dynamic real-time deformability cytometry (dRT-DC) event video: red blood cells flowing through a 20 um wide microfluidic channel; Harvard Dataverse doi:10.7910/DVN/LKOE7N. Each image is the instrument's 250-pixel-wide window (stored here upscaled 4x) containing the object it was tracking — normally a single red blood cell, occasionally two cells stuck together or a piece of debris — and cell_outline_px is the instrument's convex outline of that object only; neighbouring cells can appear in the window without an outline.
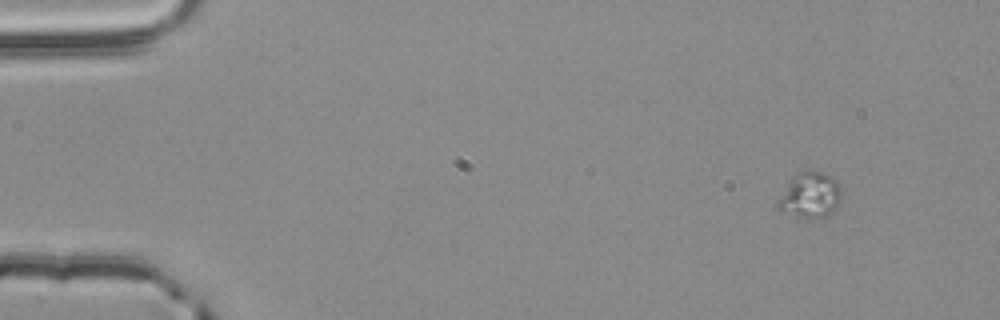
{"species": "common noctule bat (a hibernating species)", "species_latin": "Nyctalus noctula", "temperature_condition": "room temperature", "stored_images_in_passage": 3, "camera_frame_rate_fps": 3000, "um_per_image_px": 0.085, "animal": {"sex": "male", "body_mass_g": 20.4}, "frame": {"image": 1, "passage_image": 1, "time_ms": 0.0, "image_size_px": [1000, 320], "cell_outline_px": [[844, 196], [836, 208], [828, 216], [812, 220], [804, 220], [780, 212], [776, 208], [776, 204], [792, 176], [796, 172], [820, 172], [836, 180], [840, 184]], "centroid_in_image_um": [68.87, 16.67], "position_along_channel_um": 16.1, "area_um2": 17.46}}